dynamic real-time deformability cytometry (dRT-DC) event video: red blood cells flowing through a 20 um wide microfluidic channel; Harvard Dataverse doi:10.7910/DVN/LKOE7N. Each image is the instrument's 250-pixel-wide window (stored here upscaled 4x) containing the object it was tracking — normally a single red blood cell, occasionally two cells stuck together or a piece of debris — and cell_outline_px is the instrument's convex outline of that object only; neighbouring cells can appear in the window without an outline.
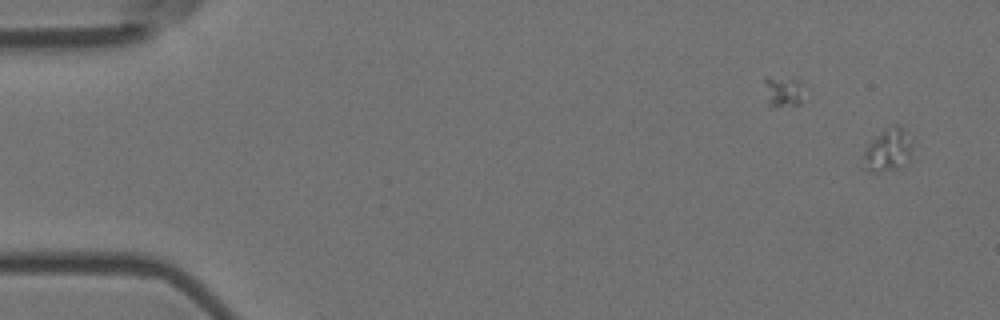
{"species": "Egyptian fruit bat (a non-hibernating species)", "species_latin": "Rousettus aegyptiacus", "temperature_condition": "room temperature", "stored_images_in_passage": 2, "camera_frame_rate_fps": 3000, "um_per_image_px": 0.085, "animal": {"sex": "female"}, "frame": {"image": 1, "passage_image": 2, "time_ms": 0.333, "image_size_px": [1000, 320], "cell_outline_px": [[912, 160], [904, 168], [880, 172], [868, 172], [864, 168], [864, 152], [868, 144], [884, 128], [892, 124], [896, 124], [904, 128], [912, 140]], "centroid_in_image_um": [75.55, 12.78], "position_along_channel_um": 9.5, "area_um2": 12.89}}